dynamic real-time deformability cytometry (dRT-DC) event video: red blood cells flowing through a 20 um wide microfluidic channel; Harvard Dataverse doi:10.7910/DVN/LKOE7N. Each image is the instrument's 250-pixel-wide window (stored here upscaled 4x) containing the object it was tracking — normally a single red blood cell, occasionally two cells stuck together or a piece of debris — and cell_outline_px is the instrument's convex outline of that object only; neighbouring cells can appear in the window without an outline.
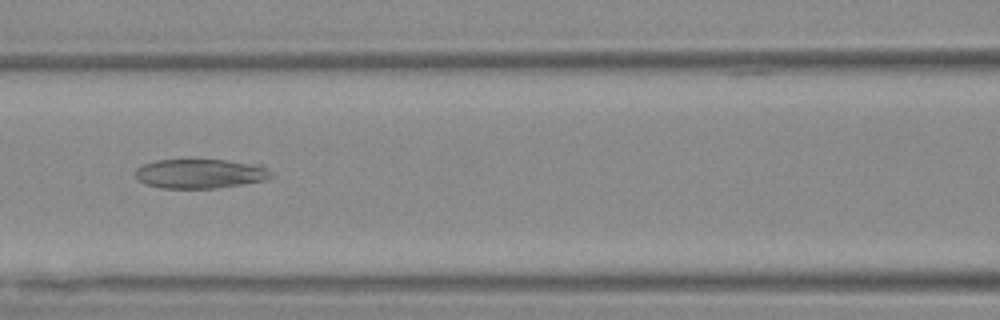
{"species": "Egyptian fruit bat (a non-hibernating species)", "species_latin": "Rousettus aegyptiacus", "temperature_condition": "warm", "stored_images_in_passage": 56, "camera_frame_rate_fps": 3000, "um_per_image_px": 0.085, "animal": {"sex": "female"}, "frame": {"image": 1, "passage_image": 25, "time_ms": 8.0, "image_size_px": [1000, 320], "cell_outline_px": [[272, 176], [264, 180], [244, 184], [220, 188], [160, 188], [148, 184], [140, 180], [136, 176], [136, 168], [144, 164], [156, 160], [224, 160], [260, 164], [268, 168], [272, 172]], "centroid_in_image_um": [17.07, 14.76], "position_along_channel_um": 149.5, "area_um2": 23.24}}
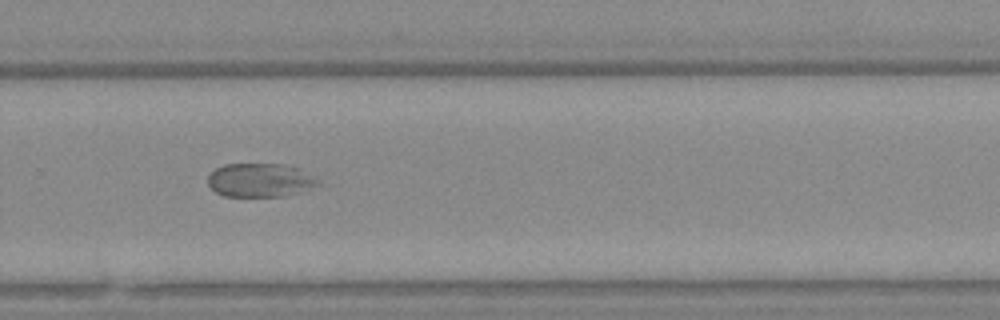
{"frame": {"image": 2, "passage_image": 38, "time_ms": 12.333, "image_size_px": [1000, 320], "cell_outline_px": [[320, 184], [284, 196], [224, 196], [216, 192], [208, 184], [208, 176], [216, 168], [224, 164], [284, 164], [300, 168], [312, 176]], "centroid_in_image_um": [22.06, 15.3], "position_along_channel_um": 307.7, "area_um2": 21.33}}
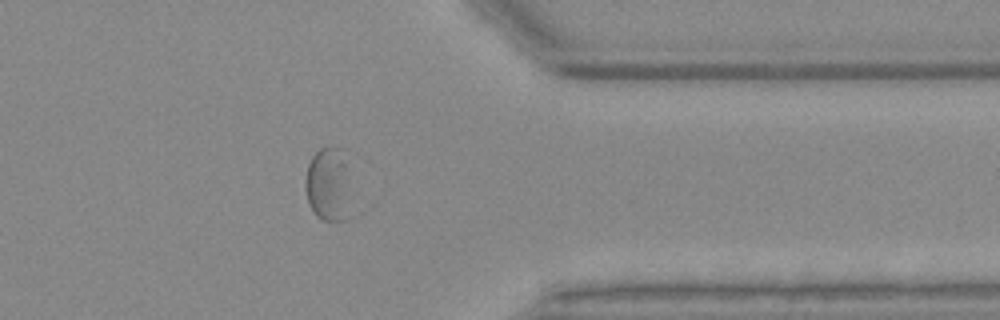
{"frame": {"image": 3, "passage_image": 45, "time_ms": 14.667, "image_size_px": [1000, 320], "cell_outline_px": [[360, 212], [356, 216], [348, 220], [320, 220], [316, 216], [308, 200], [304, 184], [308, 164], [312, 156], [320, 148], [340, 148]], "centroid_in_image_um": [28.07, 15.85], "position_along_channel_um": 383.3, "area_um2": 21.33}}